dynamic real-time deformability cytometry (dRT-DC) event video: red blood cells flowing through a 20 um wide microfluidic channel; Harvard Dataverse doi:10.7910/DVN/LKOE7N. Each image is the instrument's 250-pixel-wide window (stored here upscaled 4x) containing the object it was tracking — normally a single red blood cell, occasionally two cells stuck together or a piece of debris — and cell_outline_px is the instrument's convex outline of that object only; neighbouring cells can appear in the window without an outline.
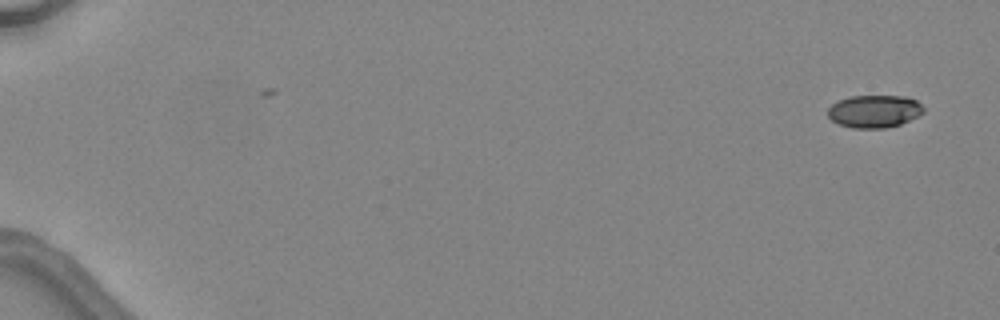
{"species": "common noctule bat (a hibernating species)", "species_latin": "Nyctalus noctula", "temperature_condition": "warm", "stored_images_in_passage": 2, "camera_frame_rate_fps": 3000, "um_per_image_px": 0.085, "animal": {"sex": "female", "body_mass_g": 24.6, "forearm_length_mm": 56.2}, "frame": {"image": 1, "passage_image": 2, "time_ms": 2.0, "image_size_px": [1000, 320], "cell_outline_px": [[924, 112], [900, 124], [884, 128], [852, 128], [840, 124], [832, 120], [828, 116], [828, 108], [832, 104], [840, 100], [852, 96], [904, 96], [916, 100], [924, 108]], "centroid_in_image_um": [74.31, 9.46], "position_along_channel_um": 10.7, "area_um2": 17.98}}